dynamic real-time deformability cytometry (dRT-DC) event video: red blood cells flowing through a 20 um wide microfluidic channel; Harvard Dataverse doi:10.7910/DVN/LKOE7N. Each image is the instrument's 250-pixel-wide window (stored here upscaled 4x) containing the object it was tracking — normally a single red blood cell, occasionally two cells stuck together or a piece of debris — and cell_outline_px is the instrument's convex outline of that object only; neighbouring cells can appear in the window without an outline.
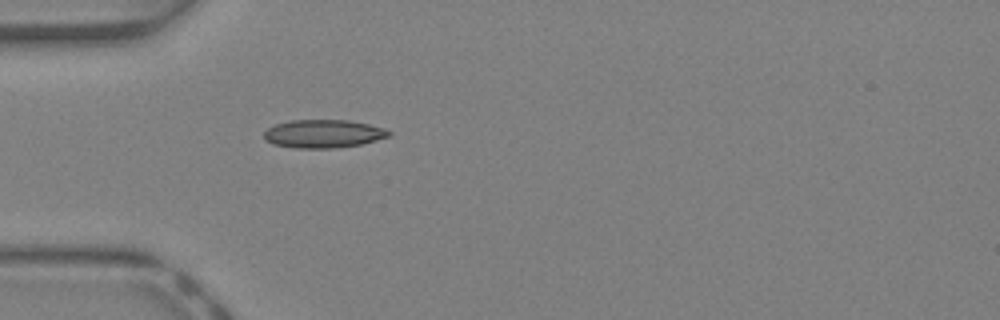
{"species": "Egyptian fruit bat (a non-hibernating species)", "species_latin": "Rousettus aegyptiacus", "temperature_condition": "warm", "stored_images_in_passage": 25, "camera_frame_rate_fps": 3000, "um_per_image_px": 0.085, "animal": {"sex": "female"}, "frame": {"image": 1, "passage_image": 1, "time_ms": 0.0, "image_size_px": [1000, 320], "cell_outline_px": [[384, 132], [380, 136], [356, 144], [280, 144], [272, 140], [268, 136], [284, 124], [320, 120], [360, 124]], "centroid_in_image_um": [27.51, 11.32], "position_along_channel_um": 57.5, "area_um2": 15.2}}
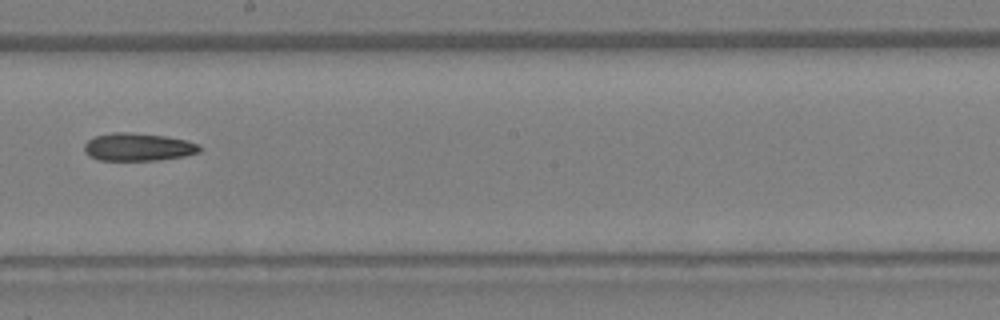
{"frame": {"image": 2, "passage_image": 12, "time_ms": 3.667, "image_size_px": [1000, 320], "cell_outline_px": [[196, 148], [192, 152], [172, 156], [132, 160], [112, 160], [96, 156], [88, 152], [88, 144], [92, 140], [104, 136], [152, 136], [180, 140], [192, 144]], "centroid_in_image_um": [11.69, 12.54], "position_along_channel_um": 236.5, "area_um2": 14.85}}
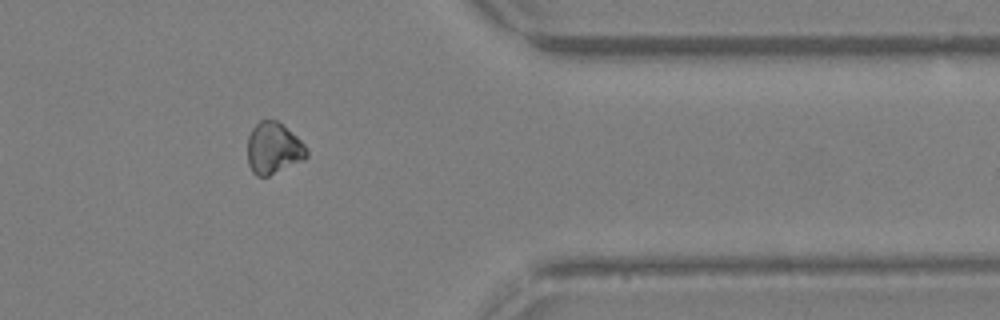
{"frame": {"image": 3, "passage_image": 22, "time_ms": 7.0, "image_size_px": [1000, 320], "cell_outline_px": [[304, 156], [264, 176], [256, 172], [252, 168], [252, 164], [280, 124], [304, 148]], "centroid_in_image_um": [23.63, 12.97], "position_along_channel_um": 387.8, "area_um2": 10.23}}